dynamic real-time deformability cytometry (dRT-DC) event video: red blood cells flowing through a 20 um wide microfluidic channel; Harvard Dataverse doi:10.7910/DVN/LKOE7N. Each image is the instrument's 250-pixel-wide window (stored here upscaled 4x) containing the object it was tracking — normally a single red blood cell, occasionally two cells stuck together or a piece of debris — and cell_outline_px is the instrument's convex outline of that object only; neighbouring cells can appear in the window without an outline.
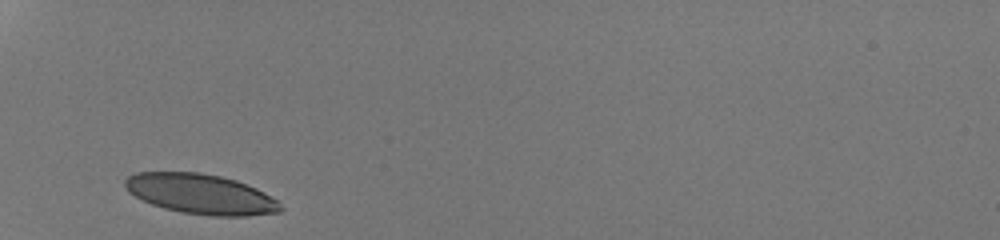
{"species": "human", "species_latin": "Homo sapiens", "temperature_condition": "room temperature", "stored_images_in_passage": 26, "camera_frame_rate_fps": 3000, "um_per_image_px": 0.085, "donor": {"sex": "male"}, "frame": {"image": 1, "passage_image": 1, "time_ms": 0.0, "image_size_px": [1000, 240], "cell_outline_px": [[284, 208], [280, 212], [248, 216], [212, 216], [184, 212], [164, 208], [152, 204], [128, 192], [124, 184], [124, 180], [128, 176], [136, 172], [200, 172], [220, 176], [236, 180], [256, 188], [264, 192], [276, 200]], "centroid_in_image_um": [17.07, 16.49], "position_along_channel_um": 67.9, "area_um2": 36.18}}
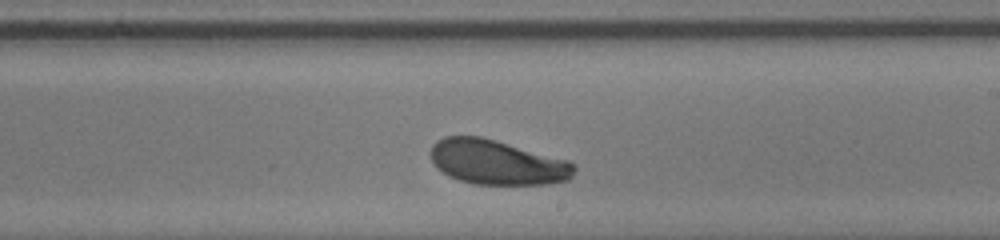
{"frame": {"image": 2, "passage_image": 15, "time_ms": 4.667, "image_size_px": [1000, 240], "cell_outline_px": [[576, 168], [572, 176], [568, 180], [548, 184], [476, 184], [460, 180], [448, 176], [436, 168], [432, 160], [432, 144], [436, 140], [444, 136], [480, 136], [568, 160]], "centroid_in_image_um": [42.23, 13.79], "position_along_channel_um": 246.8, "area_um2": 37.22}}
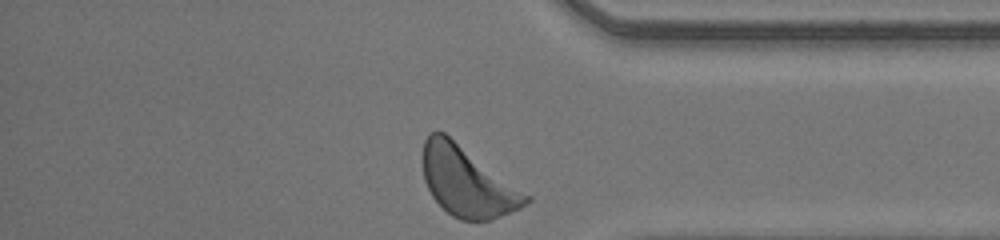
{"frame": {"image": 3, "passage_image": 26, "time_ms": 8.333, "image_size_px": [1000, 240], "cell_outline_px": [[532, 200], [528, 204], [520, 208], [492, 220], [460, 220], [452, 216], [432, 196], [424, 180], [424, 140], [428, 132], [444, 132], [532, 196]], "centroid_in_image_um": [39.76, 15.45], "position_along_channel_um": 395.4, "area_um2": 41.67}, "authors_computed_cell_mechanics": {"area_um2": 37.859, "velocity_mm_per_s": 4.1731, "shape_relaxation_time_tau1_ms": 2.1148, "shape_relaxation_time_tau2_ms": null, "deformation_change_tau1": 0.1302, "deformation_change_tau2": null}}